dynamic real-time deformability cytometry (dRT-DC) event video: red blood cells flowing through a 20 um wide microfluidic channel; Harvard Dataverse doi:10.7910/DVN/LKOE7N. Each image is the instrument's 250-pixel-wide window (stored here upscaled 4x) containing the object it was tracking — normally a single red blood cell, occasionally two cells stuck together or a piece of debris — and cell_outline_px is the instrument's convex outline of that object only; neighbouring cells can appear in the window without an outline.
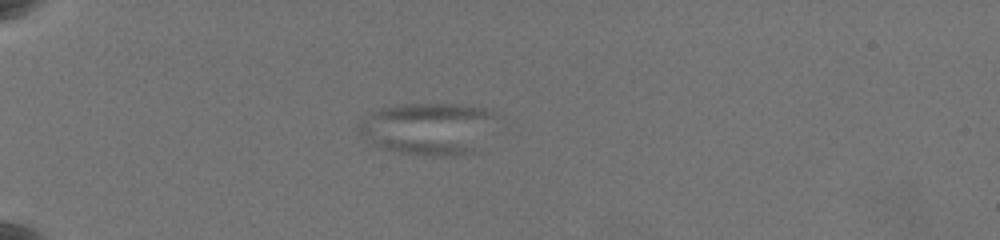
{"species": "common noctule bat (a hibernating species)", "species_latin": "Nyctalus noctula", "temperature_condition": "warm", "stored_images_in_passage": 59, "camera_frame_rate_fps": 3000, "um_per_image_px": 0.085, "animal": {"sex": "female", "body_mass_g": 19.5, "forearm_length_mm": 54.1}, "frame": {"image": 1, "passage_image": 20, "time_ms": 6.333, "image_size_px": [1000, 240], "cell_outline_px": [[492, 116], [476, 152], [456, 156], [424, 156], [396, 152], [380, 148], [372, 144], [356, 128], [356, 124], [372, 112], [384, 108], [400, 104], [464, 104], [484, 108], [492, 112]], "centroid_in_image_um": [36.3, 10.95], "position_along_channel_um": 48.7, "area_um2": 41.27}}
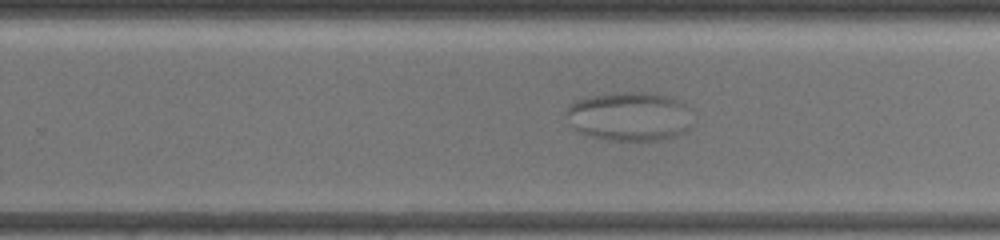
{"frame": {"image": 2, "passage_image": 41, "time_ms": 13.333, "image_size_px": [1000, 240], "cell_outline_px": [[688, 128], [684, 132], [676, 136], [660, 140], [604, 140], [580, 132], [572, 124], [564, 112], [568, 104], [576, 100], [592, 96], [612, 92], [656, 92], [680, 100], [684, 104]], "centroid_in_image_um": [53.44, 9.87], "position_along_channel_um": 276.4, "area_um2": 35.78}}
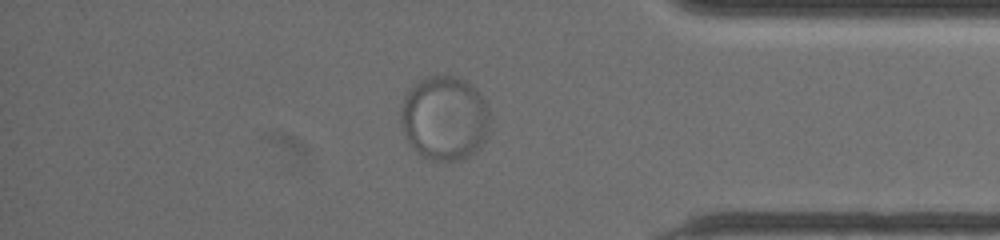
{"frame": {"image": 3, "passage_image": 52, "time_ms": 17.0, "image_size_px": [1000, 240], "cell_outline_px": [[488, 132], [480, 148], [476, 152], [460, 160], [428, 160], [412, 148], [404, 132], [400, 120], [400, 108], [404, 96], [408, 88], [420, 80], [428, 76], [460, 76], [476, 88], [484, 96], [488, 108]], "centroid_in_image_um": [37.78, 10.02], "position_along_channel_um": 397.4, "area_um2": 44.27}}